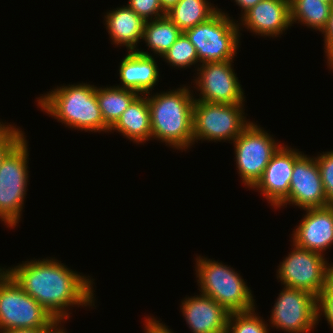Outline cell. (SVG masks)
I'll list each match as a JSON object with an SVG mask.
<instances>
[{"label": "cell", "instance_id": "2", "mask_svg": "<svg viewBox=\"0 0 333 333\" xmlns=\"http://www.w3.org/2000/svg\"><path fill=\"white\" fill-rule=\"evenodd\" d=\"M190 89V86L183 85L175 90L146 94L150 108L151 140L156 139L182 152L191 148L195 94Z\"/></svg>", "mask_w": 333, "mask_h": 333}, {"label": "cell", "instance_id": "12", "mask_svg": "<svg viewBox=\"0 0 333 333\" xmlns=\"http://www.w3.org/2000/svg\"><path fill=\"white\" fill-rule=\"evenodd\" d=\"M233 60L209 62L198 66L196 77L192 81L199 93L195 101L220 104H244V90L235 74Z\"/></svg>", "mask_w": 333, "mask_h": 333}, {"label": "cell", "instance_id": "16", "mask_svg": "<svg viewBox=\"0 0 333 333\" xmlns=\"http://www.w3.org/2000/svg\"><path fill=\"white\" fill-rule=\"evenodd\" d=\"M237 21L250 33L271 37H281L285 31L293 26L290 19L289 0H262L246 11ZM241 21V22H240ZM284 32V33H283Z\"/></svg>", "mask_w": 333, "mask_h": 333}, {"label": "cell", "instance_id": "29", "mask_svg": "<svg viewBox=\"0 0 333 333\" xmlns=\"http://www.w3.org/2000/svg\"><path fill=\"white\" fill-rule=\"evenodd\" d=\"M27 136L21 128H17L10 123L0 122V145H18Z\"/></svg>", "mask_w": 333, "mask_h": 333}, {"label": "cell", "instance_id": "38", "mask_svg": "<svg viewBox=\"0 0 333 333\" xmlns=\"http://www.w3.org/2000/svg\"><path fill=\"white\" fill-rule=\"evenodd\" d=\"M51 333H68L63 325L59 324Z\"/></svg>", "mask_w": 333, "mask_h": 333}, {"label": "cell", "instance_id": "5", "mask_svg": "<svg viewBox=\"0 0 333 333\" xmlns=\"http://www.w3.org/2000/svg\"><path fill=\"white\" fill-rule=\"evenodd\" d=\"M59 323L0 267V331L55 329Z\"/></svg>", "mask_w": 333, "mask_h": 333}, {"label": "cell", "instance_id": "37", "mask_svg": "<svg viewBox=\"0 0 333 333\" xmlns=\"http://www.w3.org/2000/svg\"><path fill=\"white\" fill-rule=\"evenodd\" d=\"M17 145H0V164L5 159L7 154L16 147Z\"/></svg>", "mask_w": 333, "mask_h": 333}, {"label": "cell", "instance_id": "39", "mask_svg": "<svg viewBox=\"0 0 333 333\" xmlns=\"http://www.w3.org/2000/svg\"><path fill=\"white\" fill-rule=\"evenodd\" d=\"M323 1H325L327 3H330L331 5H333V0H323Z\"/></svg>", "mask_w": 333, "mask_h": 333}, {"label": "cell", "instance_id": "20", "mask_svg": "<svg viewBox=\"0 0 333 333\" xmlns=\"http://www.w3.org/2000/svg\"><path fill=\"white\" fill-rule=\"evenodd\" d=\"M112 131L120 133L136 144L151 140L150 108L146 94H139L130 103L117 122L109 129V132Z\"/></svg>", "mask_w": 333, "mask_h": 333}, {"label": "cell", "instance_id": "23", "mask_svg": "<svg viewBox=\"0 0 333 333\" xmlns=\"http://www.w3.org/2000/svg\"><path fill=\"white\" fill-rule=\"evenodd\" d=\"M289 3L291 24L300 23L323 32L332 7L330 3L323 0H289Z\"/></svg>", "mask_w": 333, "mask_h": 333}, {"label": "cell", "instance_id": "35", "mask_svg": "<svg viewBox=\"0 0 333 333\" xmlns=\"http://www.w3.org/2000/svg\"><path fill=\"white\" fill-rule=\"evenodd\" d=\"M54 329H13L3 330L0 333H51Z\"/></svg>", "mask_w": 333, "mask_h": 333}, {"label": "cell", "instance_id": "4", "mask_svg": "<svg viewBox=\"0 0 333 333\" xmlns=\"http://www.w3.org/2000/svg\"><path fill=\"white\" fill-rule=\"evenodd\" d=\"M195 262L201 294L211 297L230 313L256 308L250 287L233 267L201 255L196 257Z\"/></svg>", "mask_w": 333, "mask_h": 333}, {"label": "cell", "instance_id": "10", "mask_svg": "<svg viewBox=\"0 0 333 333\" xmlns=\"http://www.w3.org/2000/svg\"><path fill=\"white\" fill-rule=\"evenodd\" d=\"M291 243L292 251L277 268V280L280 279L278 282H281V285L305 290L318 297L326 287V270L329 261L321 254Z\"/></svg>", "mask_w": 333, "mask_h": 333}, {"label": "cell", "instance_id": "8", "mask_svg": "<svg viewBox=\"0 0 333 333\" xmlns=\"http://www.w3.org/2000/svg\"><path fill=\"white\" fill-rule=\"evenodd\" d=\"M244 108V104L195 101L193 105V145L198 140L232 143L252 122L247 120Z\"/></svg>", "mask_w": 333, "mask_h": 333}, {"label": "cell", "instance_id": "24", "mask_svg": "<svg viewBox=\"0 0 333 333\" xmlns=\"http://www.w3.org/2000/svg\"><path fill=\"white\" fill-rule=\"evenodd\" d=\"M182 31L167 17L146 21L143 40L154 57H161L177 40Z\"/></svg>", "mask_w": 333, "mask_h": 333}, {"label": "cell", "instance_id": "28", "mask_svg": "<svg viewBox=\"0 0 333 333\" xmlns=\"http://www.w3.org/2000/svg\"><path fill=\"white\" fill-rule=\"evenodd\" d=\"M128 6L144 21L159 19L166 16L159 0H129Z\"/></svg>", "mask_w": 333, "mask_h": 333}, {"label": "cell", "instance_id": "15", "mask_svg": "<svg viewBox=\"0 0 333 333\" xmlns=\"http://www.w3.org/2000/svg\"><path fill=\"white\" fill-rule=\"evenodd\" d=\"M304 217L292 231L296 246L325 256L333 245V205L305 209Z\"/></svg>", "mask_w": 333, "mask_h": 333}, {"label": "cell", "instance_id": "1", "mask_svg": "<svg viewBox=\"0 0 333 333\" xmlns=\"http://www.w3.org/2000/svg\"><path fill=\"white\" fill-rule=\"evenodd\" d=\"M4 269L59 324L71 318L70 307L95 306V279L68 268L55 257L34 258Z\"/></svg>", "mask_w": 333, "mask_h": 333}, {"label": "cell", "instance_id": "6", "mask_svg": "<svg viewBox=\"0 0 333 333\" xmlns=\"http://www.w3.org/2000/svg\"><path fill=\"white\" fill-rule=\"evenodd\" d=\"M183 33L196 48L199 65L234 60L237 56L241 32L237 21L222 9Z\"/></svg>", "mask_w": 333, "mask_h": 333}, {"label": "cell", "instance_id": "25", "mask_svg": "<svg viewBox=\"0 0 333 333\" xmlns=\"http://www.w3.org/2000/svg\"><path fill=\"white\" fill-rule=\"evenodd\" d=\"M172 68H186L195 64L198 68L199 60L196 48L182 32L176 42L161 56ZM178 67V68H177Z\"/></svg>", "mask_w": 333, "mask_h": 333}, {"label": "cell", "instance_id": "22", "mask_svg": "<svg viewBox=\"0 0 333 333\" xmlns=\"http://www.w3.org/2000/svg\"><path fill=\"white\" fill-rule=\"evenodd\" d=\"M218 10L219 8L208 0H180L166 16L184 32L207 21Z\"/></svg>", "mask_w": 333, "mask_h": 333}, {"label": "cell", "instance_id": "30", "mask_svg": "<svg viewBox=\"0 0 333 333\" xmlns=\"http://www.w3.org/2000/svg\"><path fill=\"white\" fill-rule=\"evenodd\" d=\"M317 316L318 324L324 317L333 331V294H319L317 297Z\"/></svg>", "mask_w": 333, "mask_h": 333}, {"label": "cell", "instance_id": "33", "mask_svg": "<svg viewBox=\"0 0 333 333\" xmlns=\"http://www.w3.org/2000/svg\"><path fill=\"white\" fill-rule=\"evenodd\" d=\"M320 294H333V263H328L326 270V287Z\"/></svg>", "mask_w": 333, "mask_h": 333}, {"label": "cell", "instance_id": "31", "mask_svg": "<svg viewBox=\"0 0 333 333\" xmlns=\"http://www.w3.org/2000/svg\"><path fill=\"white\" fill-rule=\"evenodd\" d=\"M324 53L326 54L328 68L333 70V5L330 10L327 25L323 30Z\"/></svg>", "mask_w": 333, "mask_h": 333}, {"label": "cell", "instance_id": "21", "mask_svg": "<svg viewBox=\"0 0 333 333\" xmlns=\"http://www.w3.org/2000/svg\"><path fill=\"white\" fill-rule=\"evenodd\" d=\"M139 94L117 86H96V99L106 125L111 128Z\"/></svg>", "mask_w": 333, "mask_h": 333}, {"label": "cell", "instance_id": "7", "mask_svg": "<svg viewBox=\"0 0 333 333\" xmlns=\"http://www.w3.org/2000/svg\"><path fill=\"white\" fill-rule=\"evenodd\" d=\"M29 151L25 138L0 164V221L7 228L19 224L29 178Z\"/></svg>", "mask_w": 333, "mask_h": 333}, {"label": "cell", "instance_id": "3", "mask_svg": "<svg viewBox=\"0 0 333 333\" xmlns=\"http://www.w3.org/2000/svg\"><path fill=\"white\" fill-rule=\"evenodd\" d=\"M37 97V106L66 127L85 132H109L96 99V86L86 83L55 87Z\"/></svg>", "mask_w": 333, "mask_h": 333}, {"label": "cell", "instance_id": "32", "mask_svg": "<svg viewBox=\"0 0 333 333\" xmlns=\"http://www.w3.org/2000/svg\"><path fill=\"white\" fill-rule=\"evenodd\" d=\"M144 324L145 333H174L172 329L168 328L169 326L152 316L145 317Z\"/></svg>", "mask_w": 333, "mask_h": 333}, {"label": "cell", "instance_id": "9", "mask_svg": "<svg viewBox=\"0 0 333 333\" xmlns=\"http://www.w3.org/2000/svg\"><path fill=\"white\" fill-rule=\"evenodd\" d=\"M263 127L251 122L232 142L237 172L247 188L261 179L272 156L282 146Z\"/></svg>", "mask_w": 333, "mask_h": 333}, {"label": "cell", "instance_id": "18", "mask_svg": "<svg viewBox=\"0 0 333 333\" xmlns=\"http://www.w3.org/2000/svg\"><path fill=\"white\" fill-rule=\"evenodd\" d=\"M119 64L121 85L117 87L133 90L138 94H147L154 90L159 82L160 72L157 62L148 51H128Z\"/></svg>", "mask_w": 333, "mask_h": 333}, {"label": "cell", "instance_id": "11", "mask_svg": "<svg viewBox=\"0 0 333 333\" xmlns=\"http://www.w3.org/2000/svg\"><path fill=\"white\" fill-rule=\"evenodd\" d=\"M268 321L272 328L287 333L313 331L318 325L317 296L305 290L283 286Z\"/></svg>", "mask_w": 333, "mask_h": 333}, {"label": "cell", "instance_id": "13", "mask_svg": "<svg viewBox=\"0 0 333 333\" xmlns=\"http://www.w3.org/2000/svg\"><path fill=\"white\" fill-rule=\"evenodd\" d=\"M288 204L303 210L330 205L327 202L316 157L303 153L294 162L288 197L277 208L287 207Z\"/></svg>", "mask_w": 333, "mask_h": 333}, {"label": "cell", "instance_id": "26", "mask_svg": "<svg viewBox=\"0 0 333 333\" xmlns=\"http://www.w3.org/2000/svg\"><path fill=\"white\" fill-rule=\"evenodd\" d=\"M255 311L256 308L247 312L230 313L227 333H269L270 326Z\"/></svg>", "mask_w": 333, "mask_h": 333}, {"label": "cell", "instance_id": "17", "mask_svg": "<svg viewBox=\"0 0 333 333\" xmlns=\"http://www.w3.org/2000/svg\"><path fill=\"white\" fill-rule=\"evenodd\" d=\"M180 309L192 333H227L230 312L211 297L186 296Z\"/></svg>", "mask_w": 333, "mask_h": 333}, {"label": "cell", "instance_id": "27", "mask_svg": "<svg viewBox=\"0 0 333 333\" xmlns=\"http://www.w3.org/2000/svg\"><path fill=\"white\" fill-rule=\"evenodd\" d=\"M316 161L320 171L327 202L333 205V150L318 154Z\"/></svg>", "mask_w": 333, "mask_h": 333}, {"label": "cell", "instance_id": "14", "mask_svg": "<svg viewBox=\"0 0 333 333\" xmlns=\"http://www.w3.org/2000/svg\"><path fill=\"white\" fill-rule=\"evenodd\" d=\"M302 154L299 149L283 144L272 156L261 179L252 188L263 194L272 208L277 209L288 197L294 162Z\"/></svg>", "mask_w": 333, "mask_h": 333}, {"label": "cell", "instance_id": "34", "mask_svg": "<svg viewBox=\"0 0 333 333\" xmlns=\"http://www.w3.org/2000/svg\"><path fill=\"white\" fill-rule=\"evenodd\" d=\"M260 1L262 0H234L236 5L241 8V16Z\"/></svg>", "mask_w": 333, "mask_h": 333}, {"label": "cell", "instance_id": "36", "mask_svg": "<svg viewBox=\"0 0 333 333\" xmlns=\"http://www.w3.org/2000/svg\"><path fill=\"white\" fill-rule=\"evenodd\" d=\"M180 0H159L163 12L166 14L170 11Z\"/></svg>", "mask_w": 333, "mask_h": 333}, {"label": "cell", "instance_id": "19", "mask_svg": "<svg viewBox=\"0 0 333 333\" xmlns=\"http://www.w3.org/2000/svg\"><path fill=\"white\" fill-rule=\"evenodd\" d=\"M104 15V26L112 45L124 46L128 51H138L143 40L145 22L128 5L109 10Z\"/></svg>", "mask_w": 333, "mask_h": 333}]
</instances>
